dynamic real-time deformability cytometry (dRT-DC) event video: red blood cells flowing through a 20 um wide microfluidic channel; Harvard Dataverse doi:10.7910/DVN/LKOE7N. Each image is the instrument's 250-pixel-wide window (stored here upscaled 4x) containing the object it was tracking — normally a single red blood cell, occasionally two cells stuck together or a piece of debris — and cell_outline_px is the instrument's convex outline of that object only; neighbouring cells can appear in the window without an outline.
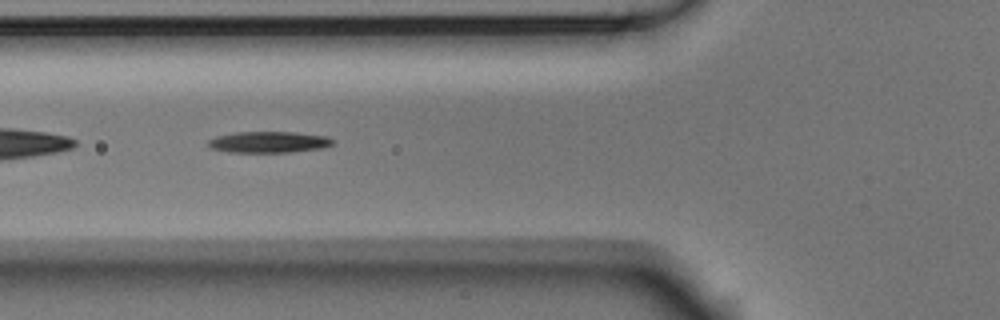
{"species": "Egyptian fruit bat (a non-hibernating species)", "species_latin": "Rousettus aegyptiacus", "temperature_condition": "room temperature", "stored_images_in_passage": 9, "segment_of_instrument_passage": [2, 2], "camera_frame_rate_fps": 3000, "um_per_image_px": 0.085, "animal": {"sex": "male"}, "frame": {"image": 1, "passage_image": 6, "time_ms": 1.667, "image_size_px": [1000, 320], "cell_outline_px": [[332, 144], [324, 148], [292, 152], [228, 152], [208, 148], [208, 140], [216, 136], [236, 132], [296, 132], [328, 136], [332, 140]], "centroid_in_image_um": [22.83, 12.08], "position_along_channel_um": 103.0, "area_um2": 15.55}}
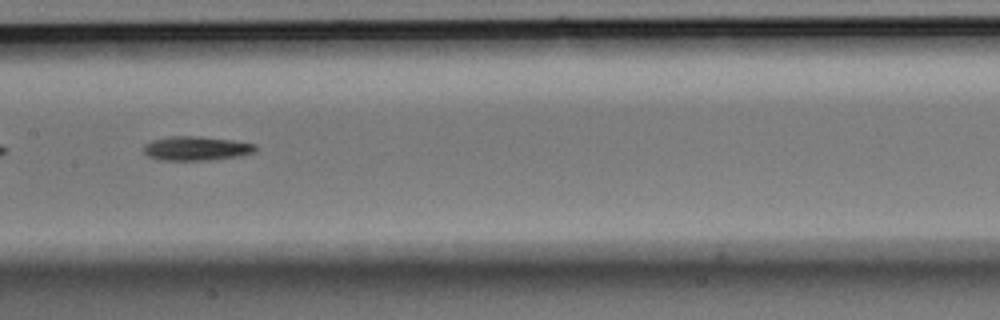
{"frame": {"image": 2, "passage_image": 8, "time_ms": 2.333, "image_size_px": [1000, 320], "cell_outline_px": [[256, 152], [240, 156], [208, 160], [156, 160], [148, 156], [144, 152], [144, 144], [152, 140], [172, 136], [200, 136], [232, 140], [256, 144]], "centroid_in_image_um": [16.68, 12.61], "position_along_channel_um": 190.7, "area_um2": 15.84}}
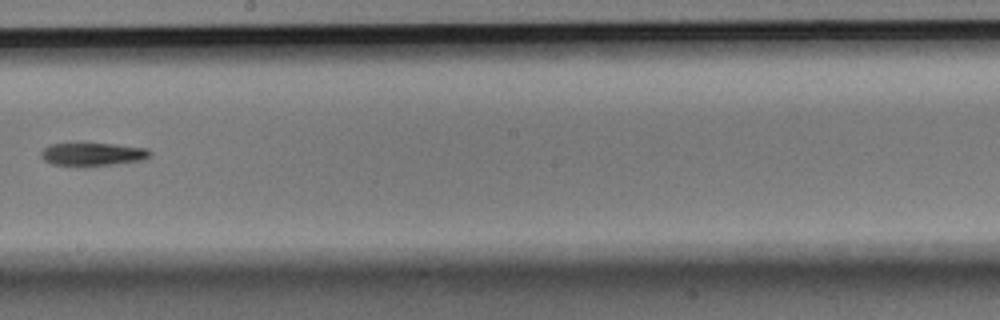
{"frame": {"image": 3, "passage_image": 9, "time_ms": 2.667, "image_size_px": [1000, 320], "cell_outline_px": [[152, 156], [144, 160], [116, 164], [52, 164], [44, 160], [40, 156], [40, 152], [48, 144], [116, 144], [148, 148], [152, 152]], "centroid_in_image_um": [7.95, 13.08], "position_along_channel_um": 240.2, "area_um2": 14.28}}